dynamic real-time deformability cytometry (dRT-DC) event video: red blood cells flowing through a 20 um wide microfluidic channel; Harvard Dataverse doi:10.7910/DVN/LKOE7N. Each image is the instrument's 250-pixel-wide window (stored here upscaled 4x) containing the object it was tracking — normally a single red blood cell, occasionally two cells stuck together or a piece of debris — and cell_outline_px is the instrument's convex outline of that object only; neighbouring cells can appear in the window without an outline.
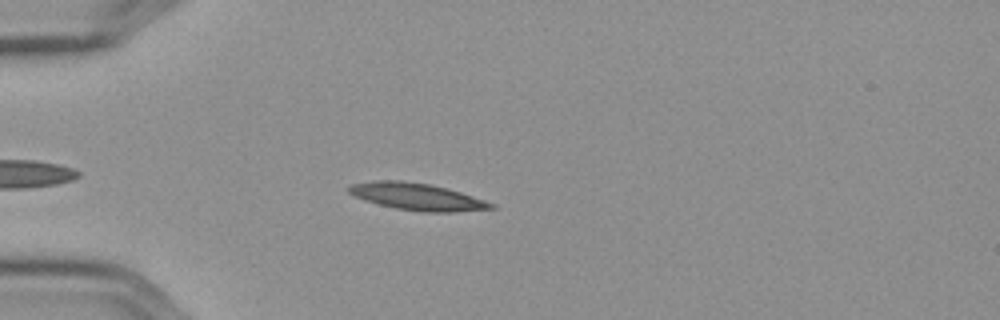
{"species": "Egyptian fruit bat (a non-hibernating species)", "species_latin": "Rousettus aegyptiacus", "temperature_condition": "cold", "stored_images_in_passage": 48, "camera_frame_rate_fps": 3000, "um_per_image_px": 0.085, "frame": {"image": 1, "passage_image": 7, "time_ms": 2.0, "image_size_px": [1000, 320], "cell_outline_px": [[496, 208], [456, 212], [420, 212], [396, 208], [380, 204], [356, 196], [348, 192], [348, 188], [352, 184], [372, 180], [400, 180], [432, 184], [460, 192], [496, 204]], "centroid_in_image_um": [35.49, 16.71], "position_along_channel_um": 49.5, "area_um2": 22.25}}
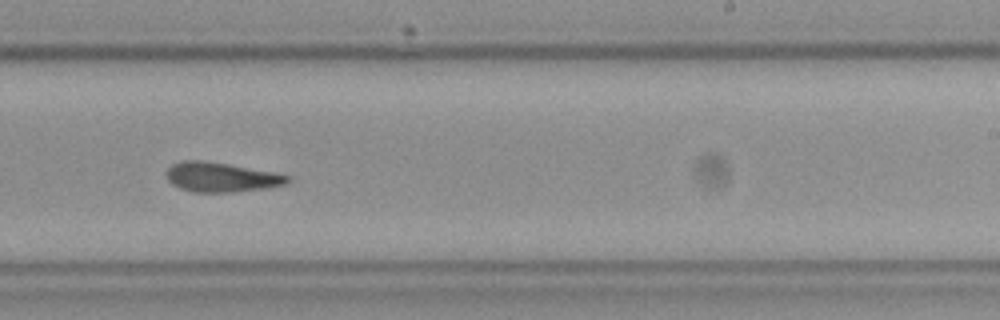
{"frame": {"image": 2, "passage_image": 27, "time_ms": 8.667, "image_size_px": [1000, 320], "cell_outline_px": [[292, 180], [284, 184], [264, 188], [232, 192], [192, 192], [180, 188], [172, 184], [168, 180], [168, 168], [172, 164], [180, 160], [204, 160], [228, 164], [272, 172], [292, 176]], "centroid_in_image_um": [18.79, 15.05], "position_along_channel_um": 270.2, "area_um2": 20.75}}
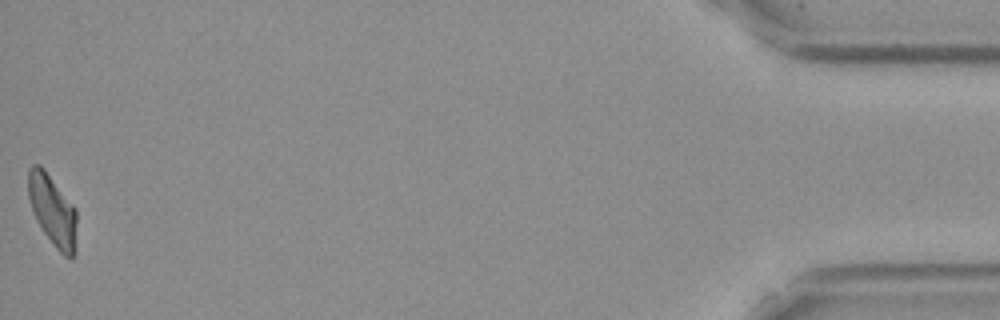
{"frame": {"image": 3, "passage_image": 48, "time_ms": 15.667, "image_size_px": [1000, 320], "cell_outline_px": [[76, 252], [72, 260], [64, 256], [56, 248], [44, 232], [36, 220], [28, 196], [28, 168], [32, 164], [40, 164], [44, 168], [76, 208]], "centroid_in_image_um": [4.48, 17.89], "position_along_channel_um": 430.7, "area_um2": 20.23}, "authors_computed_cell_mechanics": {"area_um2": 20.8947, "velocity_mm_per_s": 3.5737, "shape_relaxation_time_tau1_ms": null, "shape_relaxation_time_tau2_ms": 4.3268, "deformation_change_tau1": null, "deformation_change_tau2": 0.1408}}